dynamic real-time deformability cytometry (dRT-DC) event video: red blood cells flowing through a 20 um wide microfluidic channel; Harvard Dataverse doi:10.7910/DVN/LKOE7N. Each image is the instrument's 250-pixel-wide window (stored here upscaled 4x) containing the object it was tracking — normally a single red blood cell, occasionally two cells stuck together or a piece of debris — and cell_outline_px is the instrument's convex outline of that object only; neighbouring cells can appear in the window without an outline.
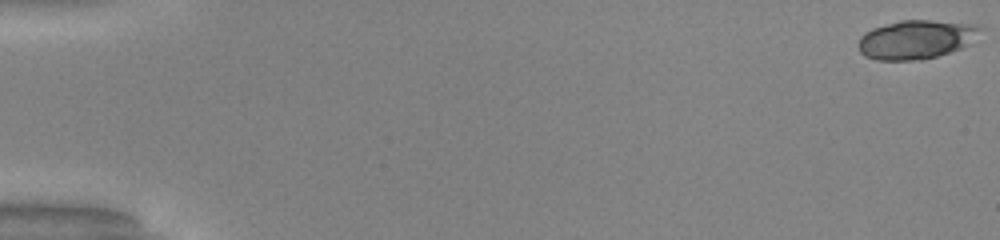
{"species": "common noctule bat (a hibernating species)", "species_latin": "Nyctalus noctula", "temperature_condition": "warm", "stored_images_in_passage": 51, "camera_frame_rate_fps": 3000, "um_per_image_px": 0.085, "animal": {"sex": "male", "body_mass_g": 20.0, "forearm_length_mm": 53.3}, "frame": {"image": 1, "passage_image": 1, "time_ms": 0.0, "image_size_px": [1000, 240], "cell_outline_px": [[980, 28], [972, 44], [924, 60], [876, 60], [864, 56], [860, 52], [856, 44], [860, 36], [864, 32], [872, 28], [900, 20], [928, 20], [968, 24]], "centroid_in_image_um": [77.78, 3.37], "position_along_channel_um": 7.2, "area_um2": 27.51}}
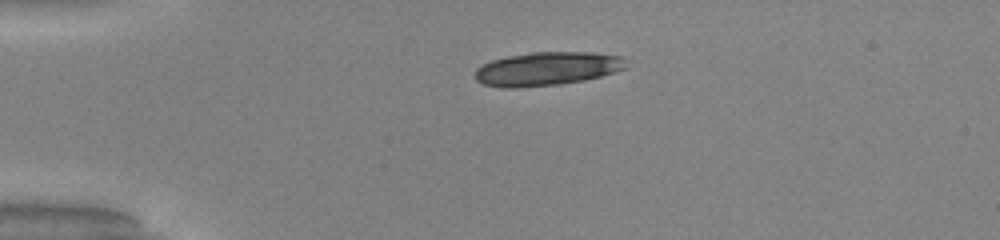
{"frame": {"image": 2, "passage_image": 13, "time_ms": 4.0, "image_size_px": [1000, 240], "cell_outline_px": [[628, 68], [600, 76], [584, 80], [560, 84], [520, 88], [500, 88], [484, 84], [476, 80], [476, 68], [492, 60], [508, 56], [532, 52], [592, 52], [620, 56], [624, 60]], "centroid_in_image_um": [46.5, 5.85], "position_along_channel_um": 38.5, "area_um2": 29.59}, "authors_computed_cell_mechanics": {"area_um2": 27.166, "velocity_mm_per_s": 4.1042, "shape_relaxation_time_tau1_ms": 1.0812, "shape_relaxation_time_tau2_ms": 2.0105, "deformation_change_tau1": 0.3069, "deformation_change_tau2": 0.0996}}